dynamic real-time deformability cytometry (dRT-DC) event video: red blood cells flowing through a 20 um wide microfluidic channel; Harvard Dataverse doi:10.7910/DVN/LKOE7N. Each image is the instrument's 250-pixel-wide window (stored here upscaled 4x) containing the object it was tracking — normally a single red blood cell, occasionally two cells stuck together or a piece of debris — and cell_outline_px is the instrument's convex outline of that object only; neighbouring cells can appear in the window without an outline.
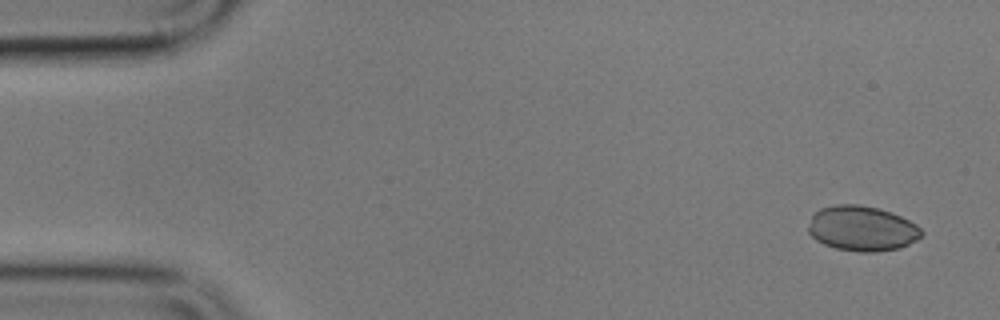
{"species": "common noctule bat (a hibernating species)", "species_latin": "Nyctalus noctula", "temperature_condition": "cold", "stored_images_in_passage": 4, "camera_frame_rate_fps": 3000, "um_per_image_px": 0.085, "animal": {"sex": "male", "body_mass_g": 17.9}, "frame": {"image": 1, "passage_image": 1, "time_ms": 0.0, "image_size_px": [1000, 320], "cell_outline_px": [[924, 232], [916, 240], [900, 248], [876, 252], [860, 252], [836, 248], [824, 244], [816, 240], [808, 232], [808, 224], [812, 216], [820, 208], [836, 204], [860, 204], [880, 208], [892, 212], [916, 224]], "centroid_in_image_um": [73.26, 19.41], "position_along_channel_um": 11.7, "area_um2": 29.88}}
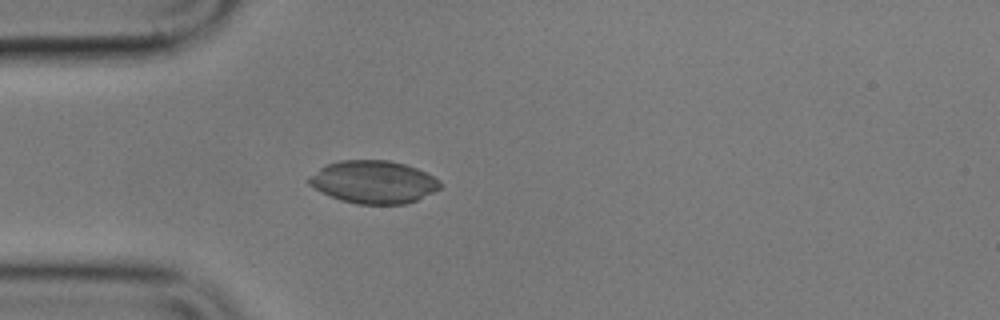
{"frame": {"image": 2, "passage_image": 4, "time_ms": 4.333, "image_size_px": [1000, 320], "cell_outline_px": [[440, 188], [416, 200], [404, 204], [356, 204], [340, 200], [308, 184], [308, 176], [320, 168], [328, 164], [340, 160], [388, 160], [404, 164], [416, 168], [440, 180]], "centroid_in_image_um": [31.73, 15.46], "position_along_channel_um": 53.3, "area_um2": 32.31}}